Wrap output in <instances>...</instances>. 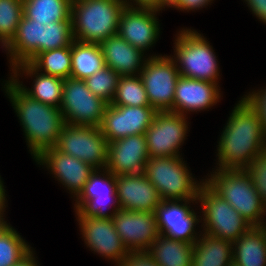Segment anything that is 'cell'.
Instances as JSON below:
<instances>
[{"instance_id":"19","label":"cell","mask_w":266,"mask_h":266,"mask_svg":"<svg viewBox=\"0 0 266 266\" xmlns=\"http://www.w3.org/2000/svg\"><path fill=\"white\" fill-rule=\"evenodd\" d=\"M221 94L217 83L179 76L174 93L173 113L188 116L189 112L211 109L220 102Z\"/></svg>"},{"instance_id":"28","label":"cell","mask_w":266,"mask_h":266,"mask_svg":"<svg viewBox=\"0 0 266 266\" xmlns=\"http://www.w3.org/2000/svg\"><path fill=\"white\" fill-rule=\"evenodd\" d=\"M106 66L100 44L71 43L70 78L85 80Z\"/></svg>"},{"instance_id":"23","label":"cell","mask_w":266,"mask_h":266,"mask_svg":"<svg viewBox=\"0 0 266 266\" xmlns=\"http://www.w3.org/2000/svg\"><path fill=\"white\" fill-rule=\"evenodd\" d=\"M105 64L120 76L139 75L149 57L133 47L119 34H115L100 44ZM146 56H145V55Z\"/></svg>"},{"instance_id":"4","label":"cell","mask_w":266,"mask_h":266,"mask_svg":"<svg viewBox=\"0 0 266 266\" xmlns=\"http://www.w3.org/2000/svg\"><path fill=\"white\" fill-rule=\"evenodd\" d=\"M205 178V183L252 226L266 224V206L246 170L215 169Z\"/></svg>"},{"instance_id":"24","label":"cell","mask_w":266,"mask_h":266,"mask_svg":"<svg viewBox=\"0 0 266 266\" xmlns=\"http://www.w3.org/2000/svg\"><path fill=\"white\" fill-rule=\"evenodd\" d=\"M42 35L43 24L24 16L21 18L16 35L4 48L10 68L22 62L30 63L41 53Z\"/></svg>"},{"instance_id":"38","label":"cell","mask_w":266,"mask_h":266,"mask_svg":"<svg viewBox=\"0 0 266 266\" xmlns=\"http://www.w3.org/2000/svg\"><path fill=\"white\" fill-rule=\"evenodd\" d=\"M120 266H159L147 250L129 251Z\"/></svg>"},{"instance_id":"37","label":"cell","mask_w":266,"mask_h":266,"mask_svg":"<svg viewBox=\"0 0 266 266\" xmlns=\"http://www.w3.org/2000/svg\"><path fill=\"white\" fill-rule=\"evenodd\" d=\"M243 98L257 113L263 130L266 132V87L257 89V91L252 90L244 94Z\"/></svg>"},{"instance_id":"29","label":"cell","mask_w":266,"mask_h":266,"mask_svg":"<svg viewBox=\"0 0 266 266\" xmlns=\"http://www.w3.org/2000/svg\"><path fill=\"white\" fill-rule=\"evenodd\" d=\"M72 0H23V16L40 24L66 20Z\"/></svg>"},{"instance_id":"13","label":"cell","mask_w":266,"mask_h":266,"mask_svg":"<svg viewBox=\"0 0 266 266\" xmlns=\"http://www.w3.org/2000/svg\"><path fill=\"white\" fill-rule=\"evenodd\" d=\"M194 203L198 205V200L161 201L155 210L159 234L194 244L202 232L195 231L196 225L201 223V216L192 208Z\"/></svg>"},{"instance_id":"41","label":"cell","mask_w":266,"mask_h":266,"mask_svg":"<svg viewBox=\"0 0 266 266\" xmlns=\"http://www.w3.org/2000/svg\"><path fill=\"white\" fill-rule=\"evenodd\" d=\"M250 12L259 19L262 23L266 24V0H244Z\"/></svg>"},{"instance_id":"27","label":"cell","mask_w":266,"mask_h":266,"mask_svg":"<svg viewBox=\"0 0 266 266\" xmlns=\"http://www.w3.org/2000/svg\"><path fill=\"white\" fill-rule=\"evenodd\" d=\"M193 243L159 235L147 250L159 266H192Z\"/></svg>"},{"instance_id":"1","label":"cell","mask_w":266,"mask_h":266,"mask_svg":"<svg viewBox=\"0 0 266 266\" xmlns=\"http://www.w3.org/2000/svg\"><path fill=\"white\" fill-rule=\"evenodd\" d=\"M221 133L216 169L245 170L266 149V132L243 97L234 106Z\"/></svg>"},{"instance_id":"11","label":"cell","mask_w":266,"mask_h":266,"mask_svg":"<svg viewBox=\"0 0 266 266\" xmlns=\"http://www.w3.org/2000/svg\"><path fill=\"white\" fill-rule=\"evenodd\" d=\"M107 105L92 94L84 80L64 79L60 110L65 123L100 127Z\"/></svg>"},{"instance_id":"15","label":"cell","mask_w":266,"mask_h":266,"mask_svg":"<svg viewBox=\"0 0 266 266\" xmlns=\"http://www.w3.org/2000/svg\"><path fill=\"white\" fill-rule=\"evenodd\" d=\"M157 111L152 106H106L100 129L108 143L131 135L145 134Z\"/></svg>"},{"instance_id":"43","label":"cell","mask_w":266,"mask_h":266,"mask_svg":"<svg viewBox=\"0 0 266 266\" xmlns=\"http://www.w3.org/2000/svg\"><path fill=\"white\" fill-rule=\"evenodd\" d=\"M7 201H5L1 206H0V231L5 228L9 223L5 220V208L7 207Z\"/></svg>"},{"instance_id":"16","label":"cell","mask_w":266,"mask_h":266,"mask_svg":"<svg viewBox=\"0 0 266 266\" xmlns=\"http://www.w3.org/2000/svg\"><path fill=\"white\" fill-rule=\"evenodd\" d=\"M34 161L37 165L45 166L56 181L71 193V198L80 194L90 174L95 170L76 157L64 154L55 146L44 150Z\"/></svg>"},{"instance_id":"5","label":"cell","mask_w":266,"mask_h":266,"mask_svg":"<svg viewBox=\"0 0 266 266\" xmlns=\"http://www.w3.org/2000/svg\"><path fill=\"white\" fill-rule=\"evenodd\" d=\"M174 59L180 76L219 83L220 67L216 53L203 34L181 28L175 35Z\"/></svg>"},{"instance_id":"26","label":"cell","mask_w":266,"mask_h":266,"mask_svg":"<svg viewBox=\"0 0 266 266\" xmlns=\"http://www.w3.org/2000/svg\"><path fill=\"white\" fill-rule=\"evenodd\" d=\"M232 262L230 241L201 232L194 243L192 266H229Z\"/></svg>"},{"instance_id":"6","label":"cell","mask_w":266,"mask_h":266,"mask_svg":"<svg viewBox=\"0 0 266 266\" xmlns=\"http://www.w3.org/2000/svg\"><path fill=\"white\" fill-rule=\"evenodd\" d=\"M182 156L149 158L144 173L162 201L197 199L204 179L197 181Z\"/></svg>"},{"instance_id":"14","label":"cell","mask_w":266,"mask_h":266,"mask_svg":"<svg viewBox=\"0 0 266 266\" xmlns=\"http://www.w3.org/2000/svg\"><path fill=\"white\" fill-rule=\"evenodd\" d=\"M85 245L95 254L120 266L128 249L117 233L112 218L76 217Z\"/></svg>"},{"instance_id":"40","label":"cell","mask_w":266,"mask_h":266,"mask_svg":"<svg viewBox=\"0 0 266 266\" xmlns=\"http://www.w3.org/2000/svg\"><path fill=\"white\" fill-rule=\"evenodd\" d=\"M125 6L133 8H147L158 11L165 10L168 0H122Z\"/></svg>"},{"instance_id":"22","label":"cell","mask_w":266,"mask_h":266,"mask_svg":"<svg viewBox=\"0 0 266 266\" xmlns=\"http://www.w3.org/2000/svg\"><path fill=\"white\" fill-rule=\"evenodd\" d=\"M10 77L20 89L30 98L44 104L60 108L62 102V88L64 79L47 75L36 70L29 62H22L10 69ZM34 77L31 88L20 82V77Z\"/></svg>"},{"instance_id":"36","label":"cell","mask_w":266,"mask_h":266,"mask_svg":"<svg viewBox=\"0 0 266 266\" xmlns=\"http://www.w3.org/2000/svg\"><path fill=\"white\" fill-rule=\"evenodd\" d=\"M252 180L261 202L266 206V149L245 169Z\"/></svg>"},{"instance_id":"7","label":"cell","mask_w":266,"mask_h":266,"mask_svg":"<svg viewBox=\"0 0 266 266\" xmlns=\"http://www.w3.org/2000/svg\"><path fill=\"white\" fill-rule=\"evenodd\" d=\"M201 205L202 232L211 236L236 241L252 225L226 200L216 194L205 182L200 186L197 197Z\"/></svg>"},{"instance_id":"18","label":"cell","mask_w":266,"mask_h":266,"mask_svg":"<svg viewBox=\"0 0 266 266\" xmlns=\"http://www.w3.org/2000/svg\"><path fill=\"white\" fill-rule=\"evenodd\" d=\"M112 220L128 251L148 250L160 235L155 212L120 209L112 217Z\"/></svg>"},{"instance_id":"25","label":"cell","mask_w":266,"mask_h":266,"mask_svg":"<svg viewBox=\"0 0 266 266\" xmlns=\"http://www.w3.org/2000/svg\"><path fill=\"white\" fill-rule=\"evenodd\" d=\"M233 262L239 266H266V227L252 226L232 243Z\"/></svg>"},{"instance_id":"30","label":"cell","mask_w":266,"mask_h":266,"mask_svg":"<svg viewBox=\"0 0 266 266\" xmlns=\"http://www.w3.org/2000/svg\"><path fill=\"white\" fill-rule=\"evenodd\" d=\"M30 64L39 72L62 79L70 78L71 46L39 53Z\"/></svg>"},{"instance_id":"9","label":"cell","mask_w":266,"mask_h":266,"mask_svg":"<svg viewBox=\"0 0 266 266\" xmlns=\"http://www.w3.org/2000/svg\"><path fill=\"white\" fill-rule=\"evenodd\" d=\"M55 147L94 169L107 166L108 141L99 127L65 123Z\"/></svg>"},{"instance_id":"8","label":"cell","mask_w":266,"mask_h":266,"mask_svg":"<svg viewBox=\"0 0 266 266\" xmlns=\"http://www.w3.org/2000/svg\"><path fill=\"white\" fill-rule=\"evenodd\" d=\"M74 201L76 217L112 218L121 209L116 193V175L107 168L95 169Z\"/></svg>"},{"instance_id":"32","label":"cell","mask_w":266,"mask_h":266,"mask_svg":"<svg viewBox=\"0 0 266 266\" xmlns=\"http://www.w3.org/2000/svg\"><path fill=\"white\" fill-rule=\"evenodd\" d=\"M113 106H150L140 75L120 76Z\"/></svg>"},{"instance_id":"35","label":"cell","mask_w":266,"mask_h":266,"mask_svg":"<svg viewBox=\"0 0 266 266\" xmlns=\"http://www.w3.org/2000/svg\"><path fill=\"white\" fill-rule=\"evenodd\" d=\"M119 77L118 73L105 66L84 81L92 94L111 104L116 93Z\"/></svg>"},{"instance_id":"31","label":"cell","mask_w":266,"mask_h":266,"mask_svg":"<svg viewBox=\"0 0 266 266\" xmlns=\"http://www.w3.org/2000/svg\"><path fill=\"white\" fill-rule=\"evenodd\" d=\"M32 251L33 248L10 223L0 231V266H15Z\"/></svg>"},{"instance_id":"33","label":"cell","mask_w":266,"mask_h":266,"mask_svg":"<svg viewBox=\"0 0 266 266\" xmlns=\"http://www.w3.org/2000/svg\"><path fill=\"white\" fill-rule=\"evenodd\" d=\"M23 17V0H0V46L4 49L14 38Z\"/></svg>"},{"instance_id":"42","label":"cell","mask_w":266,"mask_h":266,"mask_svg":"<svg viewBox=\"0 0 266 266\" xmlns=\"http://www.w3.org/2000/svg\"><path fill=\"white\" fill-rule=\"evenodd\" d=\"M35 251H32L26 258H24L19 264L15 266H40L38 260L35 257Z\"/></svg>"},{"instance_id":"17","label":"cell","mask_w":266,"mask_h":266,"mask_svg":"<svg viewBox=\"0 0 266 266\" xmlns=\"http://www.w3.org/2000/svg\"><path fill=\"white\" fill-rule=\"evenodd\" d=\"M157 14H160V11L155 9L125 6L119 19L118 34L145 53L152 49L160 37Z\"/></svg>"},{"instance_id":"44","label":"cell","mask_w":266,"mask_h":266,"mask_svg":"<svg viewBox=\"0 0 266 266\" xmlns=\"http://www.w3.org/2000/svg\"><path fill=\"white\" fill-rule=\"evenodd\" d=\"M4 182L2 181V178H1V175H0V206L5 202L7 201V194L5 193L6 190H5V186L3 184Z\"/></svg>"},{"instance_id":"3","label":"cell","mask_w":266,"mask_h":266,"mask_svg":"<svg viewBox=\"0 0 266 266\" xmlns=\"http://www.w3.org/2000/svg\"><path fill=\"white\" fill-rule=\"evenodd\" d=\"M122 0H72L71 22L76 41L101 44L118 34Z\"/></svg>"},{"instance_id":"20","label":"cell","mask_w":266,"mask_h":266,"mask_svg":"<svg viewBox=\"0 0 266 266\" xmlns=\"http://www.w3.org/2000/svg\"><path fill=\"white\" fill-rule=\"evenodd\" d=\"M116 193L122 210L155 212L162 201L145 173L116 176Z\"/></svg>"},{"instance_id":"10","label":"cell","mask_w":266,"mask_h":266,"mask_svg":"<svg viewBox=\"0 0 266 266\" xmlns=\"http://www.w3.org/2000/svg\"><path fill=\"white\" fill-rule=\"evenodd\" d=\"M150 106L157 112H173L176 83L180 76L171 56L149 55L140 72Z\"/></svg>"},{"instance_id":"45","label":"cell","mask_w":266,"mask_h":266,"mask_svg":"<svg viewBox=\"0 0 266 266\" xmlns=\"http://www.w3.org/2000/svg\"><path fill=\"white\" fill-rule=\"evenodd\" d=\"M229 266H239V265H237L234 262H232Z\"/></svg>"},{"instance_id":"2","label":"cell","mask_w":266,"mask_h":266,"mask_svg":"<svg viewBox=\"0 0 266 266\" xmlns=\"http://www.w3.org/2000/svg\"><path fill=\"white\" fill-rule=\"evenodd\" d=\"M1 84L22 126L32 158L56 146L65 124L60 108L30 98L11 78Z\"/></svg>"},{"instance_id":"39","label":"cell","mask_w":266,"mask_h":266,"mask_svg":"<svg viewBox=\"0 0 266 266\" xmlns=\"http://www.w3.org/2000/svg\"><path fill=\"white\" fill-rule=\"evenodd\" d=\"M214 0H168L167 8H174L186 13L197 11L213 3Z\"/></svg>"},{"instance_id":"21","label":"cell","mask_w":266,"mask_h":266,"mask_svg":"<svg viewBox=\"0 0 266 266\" xmlns=\"http://www.w3.org/2000/svg\"><path fill=\"white\" fill-rule=\"evenodd\" d=\"M148 159L145 134L131 135L108 143L106 168L116 176L144 172Z\"/></svg>"},{"instance_id":"34","label":"cell","mask_w":266,"mask_h":266,"mask_svg":"<svg viewBox=\"0 0 266 266\" xmlns=\"http://www.w3.org/2000/svg\"><path fill=\"white\" fill-rule=\"evenodd\" d=\"M74 41L71 15L63 21L43 24V35L41 42V53L61 47L71 46Z\"/></svg>"},{"instance_id":"12","label":"cell","mask_w":266,"mask_h":266,"mask_svg":"<svg viewBox=\"0 0 266 266\" xmlns=\"http://www.w3.org/2000/svg\"><path fill=\"white\" fill-rule=\"evenodd\" d=\"M187 119L170 111L156 113L145 131L149 158L182 156L179 150L188 136Z\"/></svg>"}]
</instances>
